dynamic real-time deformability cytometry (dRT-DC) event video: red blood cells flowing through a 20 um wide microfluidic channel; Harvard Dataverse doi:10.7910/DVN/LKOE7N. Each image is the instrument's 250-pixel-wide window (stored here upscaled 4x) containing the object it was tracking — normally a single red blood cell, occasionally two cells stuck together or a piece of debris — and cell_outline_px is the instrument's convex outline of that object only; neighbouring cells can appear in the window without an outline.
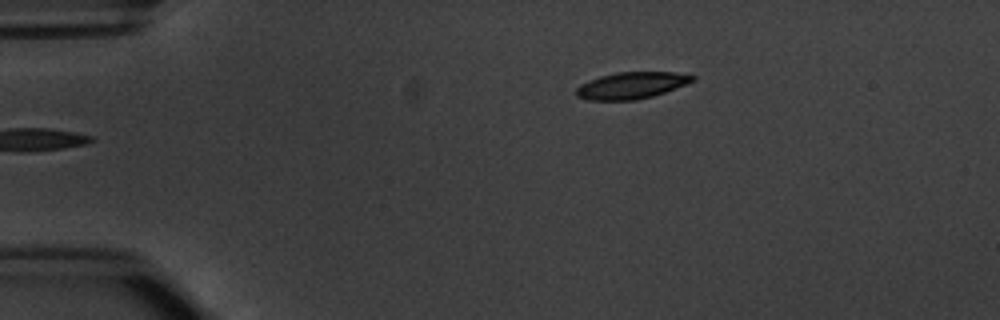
{"species": "common noctule bat (a hibernating species)", "species_latin": "Nyctalus noctula", "temperature_condition": "warm", "stored_images_in_passage": 7, "camera_frame_rate_fps": 3000, "um_per_image_px": 0.085, "animal": {"sex": "male", "body_mass_g": 20.1, "forearm_length_mm": 53.5}, "frame": {"image": 1, "passage_image": 1, "time_ms": 0.0, "image_size_px": [1000, 320], "cell_outline_px": [[696, 80], [664, 92], [652, 96], [636, 100], [588, 100], [576, 96], [576, 88], [580, 84], [588, 80], [600, 76], [616, 72], [676, 72], [696, 76]], "centroid_in_image_um": [53.65, 7.25], "position_along_channel_um": 31.3, "area_um2": 18.09}}
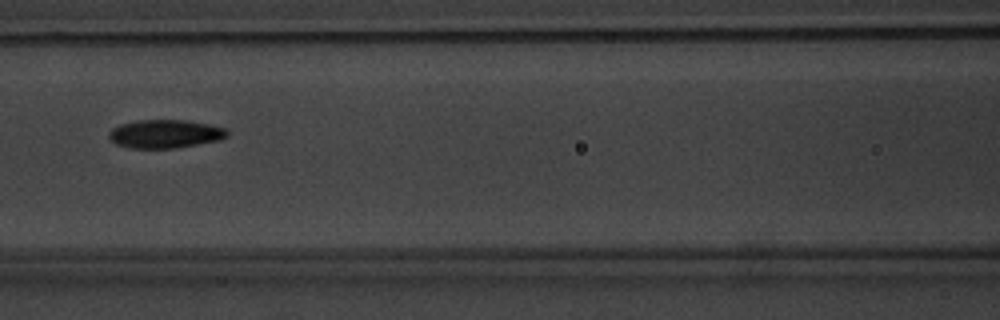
{"frame": {"image": 2, "passage_image": 5, "time_ms": 4.667, "image_size_px": [1000, 320], "cell_outline_px": [[228, 136], [220, 140], [176, 148], [132, 148], [116, 144], [108, 136], [108, 132], [112, 128], [120, 124], [136, 120], [188, 120], [208, 124], [224, 128], [228, 132]], "centroid_in_image_um": [14.03, 11.37], "position_along_channel_um": 152.6, "area_um2": 19.59}}
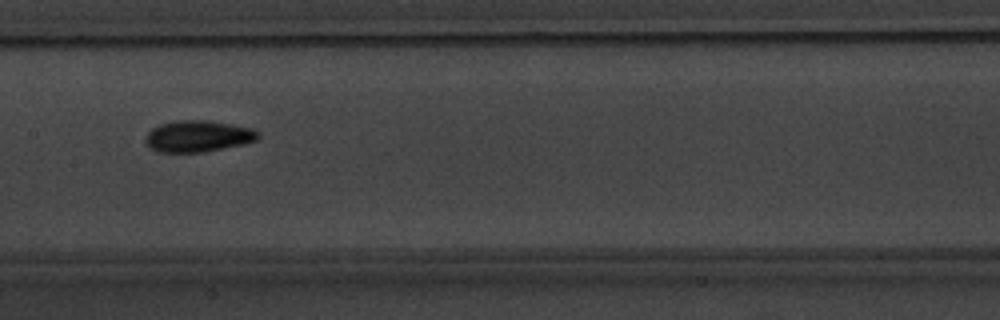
{"frame": {"image": 3, "passage_image": 6, "time_ms": 5.667, "image_size_px": [1000, 320], "cell_outline_px": [[260, 136], [256, 140], [244, 144], [204, 152], [156, 152], [144, 140], [144, 136], [152, 128], [160, 124], [176, 120], [208, 120], [232, 124], [252, 128], [260, 132]], "centroid_in_image_um": [16.84, 11.57], "position_along_channel_um": 190.6, "area_um2": 20.81}}